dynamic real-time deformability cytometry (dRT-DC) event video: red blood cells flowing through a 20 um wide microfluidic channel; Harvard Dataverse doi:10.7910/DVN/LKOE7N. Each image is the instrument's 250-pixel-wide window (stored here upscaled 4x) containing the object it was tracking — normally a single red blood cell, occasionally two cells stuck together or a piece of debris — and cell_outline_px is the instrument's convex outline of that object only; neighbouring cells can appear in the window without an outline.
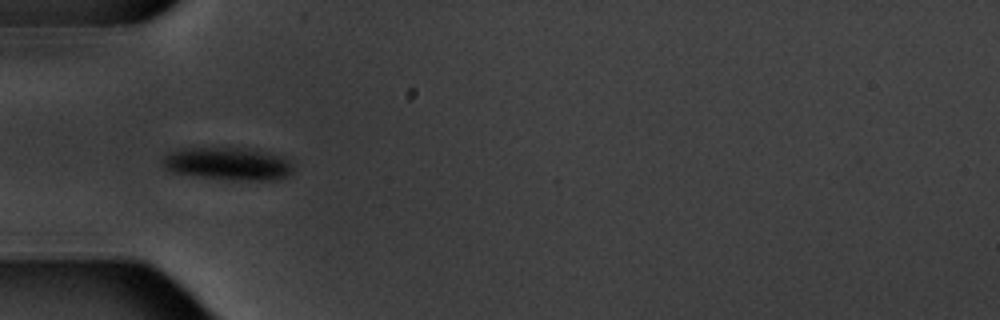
{"species": "common noctule bat (a hibernating species)", "species_latin": "Nyctalus noctula", "temperature_condition": "warm", "stored_images_in_passage": 6, "camera_frame_rate_fps": 3000, "um_per_image_px": 0.085, "animal": {"sex": "male", "body_mass_g": 20.1, "forearm_length_mm": 53.5}, "frame": {"image": 1, "passage_image": 5, "time_ms": 4.667, "image_size_px": [1000, 320], "cell_outline_px": [[292, 172], [288, 176], [280, 180], [224, 180], [172, 172], [164, 168], [160, 164], [160, 160], [168, 152], [180, 148], [256, 148], [284, 156], [292, 160]], "centroid_in_image_um": [19.41, 13.91], "position_along_channel_um": 65.6, "area_um2": 25.72}}
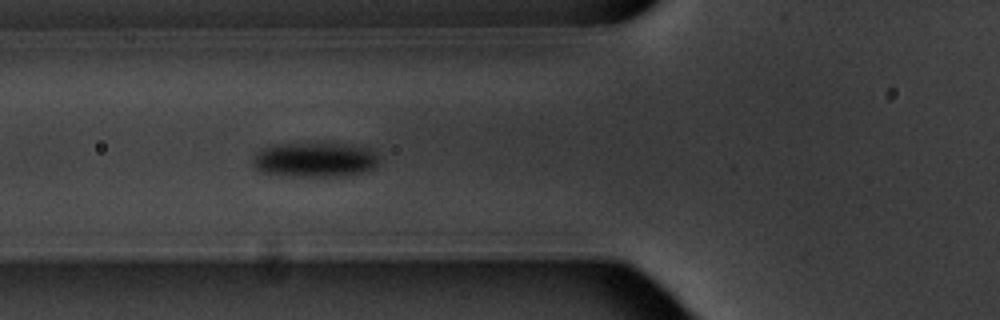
{"frame": {"image": 2, "passage_image": 6, "time_ms": 5.667, "image_size_px": [1000, 320], "cell_outline_px": [[380, 160], [376, 168], [364, 172], [340, 176], [292, 176], [260, 172], [252, 164], [252, 156], [260, 148], [272, 144], [344, 144], [372, 148]], "centroid_in_image_um": [26.76, 13.58], "position_along_channel_um": 99.0, "area_um2": 25.84}}